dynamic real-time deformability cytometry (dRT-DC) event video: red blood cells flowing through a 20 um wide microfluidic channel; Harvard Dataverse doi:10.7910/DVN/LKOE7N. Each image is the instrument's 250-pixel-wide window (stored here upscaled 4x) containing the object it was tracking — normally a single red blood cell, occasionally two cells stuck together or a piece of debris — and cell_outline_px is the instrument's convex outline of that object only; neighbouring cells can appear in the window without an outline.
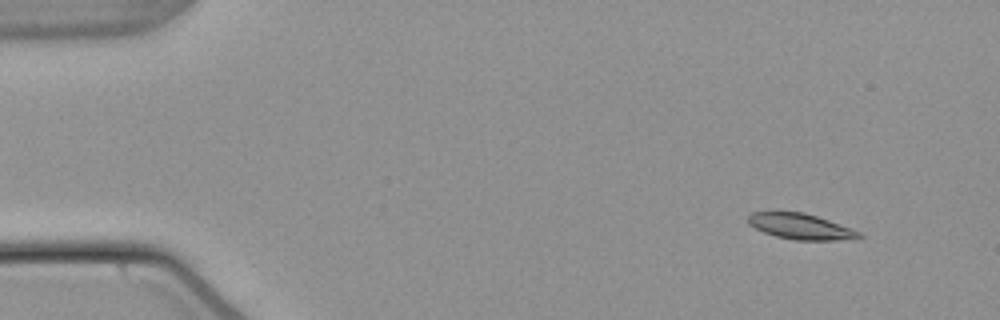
{"species": "common noctule bat (a hibernating species)", "species_latin": "Nyctalus noctula", "temperature_condition": "warm", "stored_images_in_passage": 54, "camera_frame_rate_fps": 3000, "um_per_image_px": 0.085, "animal": {"sex": "male", "body_mass_g": 21.5, "forearm_length_mm": 52.0}, "frame": {"image": 1, "passage_image": 5, "time_ms": 1.333, "image_size_px": [1000, 320], "cell_outline_px": [[864, 236], [836, 240], [796, 240], [776, 236], [764, 232], [748, 224], [748, 216], [752, 212], [804, 212], [828, 220], [860, 232]], "centroid_in_image_um": [68.01, 19.24], "position_along_channel_um": 17.0, "area_um2": 16.24}}
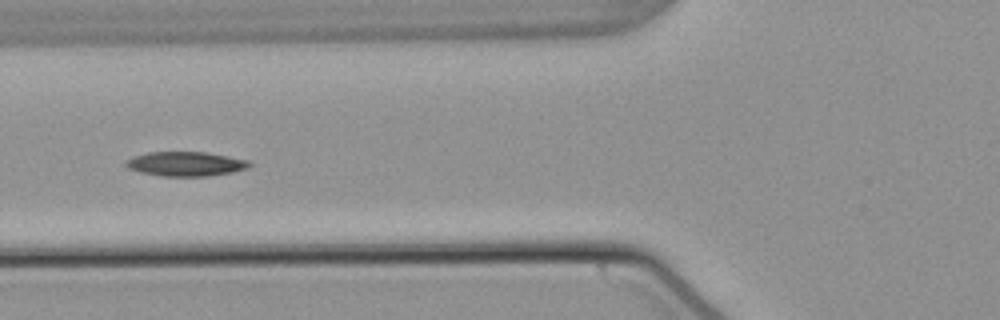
{"frame": {"image": 2, "passage_image": 21, "time_ms": 6.667, "image_size_px": [1000, 320], "cell_outline_px": [[252, 164], [248, 168], [232, 172], [208, 176], [160, 176], [140, 172], [128, 168], [124, 164], [132, 156], [148, 152], [208, 152], [248, 160]], "centroid_in_image_um": [15.78, 13.93], "position_along_channel_um": 110.0, "area_um2": 17.63}}
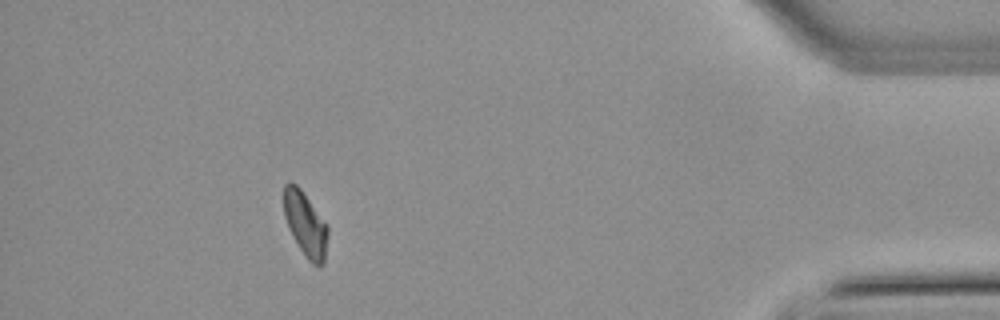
{"frame": {"image": 3, "passage_image": 49, "time_ms": 16.0, "image_size_px": [1000, 320], "cell_outline_px": [[328, 232], [324, 264], [320, 268], [312, 264], [308, 260], [292, 236], [288, 228], [284, 216], [284, 184], [288, 180], [296, 184], [300, 188], [328, 224]], "centroid_in_image_um": [25.97, 19.06], "position_along_channel_um": 409.2, "area_um2": 16.76}, "authors_computed_cell_mechanics": {"area_um2": 16.9932, "velocity_mm_per_s": 3.8013, "shape_relaxation_time_tau1_ms": 10.3059, "shape_relaxation_time_tau2_ms": 10.7194, "deformation_change_tau1": 0.201, "deformation_change_tau2": 0.1463}}